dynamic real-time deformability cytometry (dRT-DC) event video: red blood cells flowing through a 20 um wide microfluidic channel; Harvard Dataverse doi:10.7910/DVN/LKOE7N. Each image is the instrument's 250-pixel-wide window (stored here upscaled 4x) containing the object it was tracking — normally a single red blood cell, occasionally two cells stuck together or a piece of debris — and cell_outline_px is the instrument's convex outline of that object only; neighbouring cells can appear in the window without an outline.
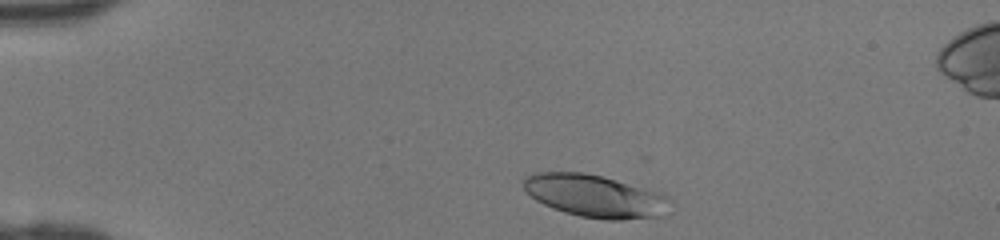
{"species": "human", "species_latin": "Homo sapiens", "temperature_condition": "room temperature", "stored_images_in_passage": 38, "camera_frame_rate_fps": 3000, "um_per_image_px": 0.085, "donor": {"sex": "female"}, "frame": {"image": 1, "passage_image": 2, "time_ms": 0.333, "image_size_px": [1000, 240], "cell_outline_px": [[668, 196], [660, 216], [624, 220], [604, 220], [580, 216], [564, 212], [544, 204], [536, 200], [524, 188], [520, 180], [524, 176], [532, 172], [584, 172], [600, 176], [660, 192]], "centroid_in_image_um": [50.46, 16.64], "position_along_channel_um": 34.5, "area_um2": 35.89}}
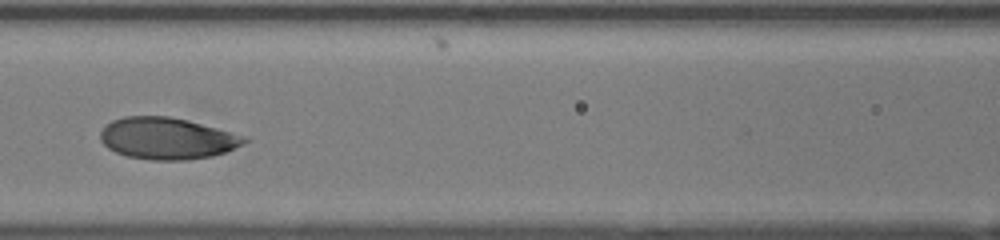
{"frame": {"image": 2, "passage_image": 14, "time_ms": 4.333, "image_size_px": [1000, 240], "cell_outline_px": [[248, 140], [244, 144], [224, 152], [212, 156], [188, 160], [152, 160], [128, 156], [116, 152], [108, 148], [100, 140], [100, 132], [112, 120], [124, 116], [168, 116], [188, 120], [248, 136]], "centroid_in_image_um": [14.23, 11.76], "position_along_channel_um": 152.4, "area_um2": 35.03}}
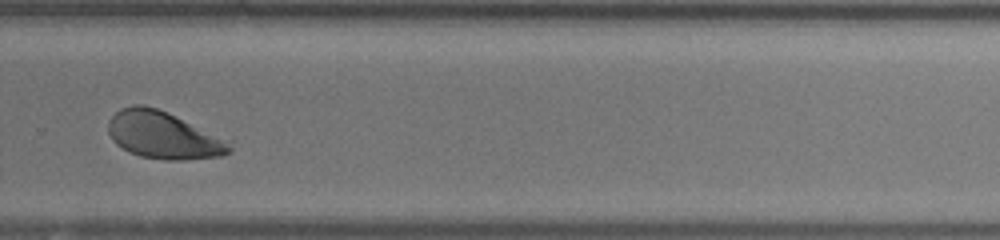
{"frame": {"image": 3, "passage_image": 25, "time_ms": 8.0, "image_size_px": [1000, 240], "cell_outline_px": [[232, 152], [224, 156], [184, 160], [164, 160], [140, 156], [116, 144], [112, 140], [108, 132], [108, 120], [120, 108], [136, 104], [144, 104], [156, 108], [232, 140]], "centroid_in_image_um": [13.95, 11.5], "position_along_channel_um": 315.9, "area_um2": 33.7}}